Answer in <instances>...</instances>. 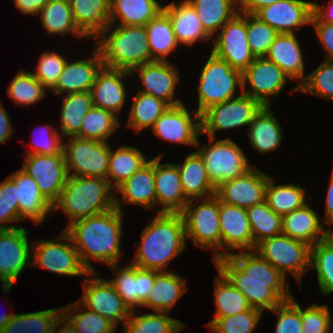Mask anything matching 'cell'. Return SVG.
<instances>
[{"label": "cell", "mask_w": 333, "mask_h": 333, "mask_svg": "<svg viewBox=\"0 0 333 333\" xmlns=\"http://www.w3.org/2000/svg\"><path fill=\"white\" fill-rule=\"evenodd\" d=\"M281 0H238L239 13L255 14L259 9Z\"/></svg>", "instance_id": "e7e4bbea"}, {"label": "cell", "mask_w": 333, "mask_h": 333, "mask_svg": "<svg viewBox=\"0 0 333 333\" xmlns=\"http://www.w3.org/2000/svg\"><path fill=\"white\" fill-rule=\"evenodd\" d=\"M66 59L56 52H43L40 56L34 77L50 90L55 86L64 70Z\"/></svg>", "instance_id": "6f0895ef"}, {"label": "cell", "mask_w": 333, "mask_h": 333, "mask_svg": "<svg viewBox=\"0 0 333 333\" xmlns=\"http://www.w3.org/2000/svg\"><path fill=\"white\" fill-rule=\"evenodd\" d=\"M103 67L102 56L95 46L89 59L68 63L52 88L56 95L91 91L97 73ZM61 94V95H60Z\"/></svg>", "instance_id": "484cf974"}, {"label": "cell", "mask_w": 333, "mask_h": 333, "mask_svg": "<svg viewBox=\"0 0 333 333\" xmlns=\"http://www.w3.org/2000/svg\"><path fill=\"white\" fill-rule=\"evenodd\" d=\"M109 24L100 35L96 47L102 56L103 66L132 71L151 62L148 35L145 26ZM110 33L106 35V33Z\"/></svg>", "instance_id": "277c9868"}, {"label": "cell", "mask_w": 333, "mask_h": 333, "mask_svg": "<svg viewBox=\"0 0 333 333\" xmlns=\"http://www.w3.org/2000/svg\"><path fill=\"white\" fill-rule=\"evenodd\" d=\"M262 311L250 308L228 317H214L206 326L214 333H253L262 316Z\"/></svg>", "instance_id": "f5cc1de1"}, {"label": "cell", "mask_w": 333, "mask_h": 333, "mask_svg": "<svg viewBox=\"0 0 333 333\" xmlns=\"http://www.w3.org/2000/svg\"><path fill=\"white\" fill-rule=\"evenodd\" d=\"M21 169L35 179L41 193L52 205L59 199L68 177L63 150L54 155H26Z\"/></svg>", "instance_id": "2e32d148"}, {"label": "cell", "mask_w": 333, "mask_h": 333, "mask_svg": "<svg viewBox=\"0 0 333 333\" xmlns=\"http://www.w3.org/2000/svg\"><path fill=\"white\" fill-rule=\"evenodd\" d=\"M13 132L8 113L0 103V144L8 140Z\"/></svg>", "instance_id": "003e7915"}, {"label": "cell", "mask_w": 333, "mask_h": 333, "mask_svg": "<svg viewBox=\"0 0 333 333\" xmlns=\"http://www.w3.org/2000/svg\"><path fill=\"white\" fill-rule=\"evenodd\" d=\"M327 53V61H333V23L310 22Z\"/></svg>", "instance_id": "6125c7cd"}, {"label": "cell", "mask_w": 333, "mask_h": 333, "mask_svg": "<svg viewBox=\"0 0 333 333\" xmlns=\"http://www.w3.org/2000/svg\"><path fill=\"white\" fill-rule=\"evenodd\" d=\"M254 250L285 278L287 272L292 274L299 285H302L303 274L311 269V246L287 235L279 234L262 240Z\"/></svg>", "instance_id": "52a82bcc"}, {"label": "cell", "mask_w": 333, "mask_h": 333, "mask_svg": "<svg viewBox=\"0 0 333 333\" xmlns=\"http://www.w3.org/2000/svg\"><path fill=\"white\" fill-rule=\"evenodd\" d=\"M217 34L211 53L243 72L255 59L247 41V13H237Z\"/></svg>", "instance_id": "4fadbf2b"}, {"label": "cell", "mask_w": 333, "mask_h": 333, "mask_svg": "<svg viewBox=\"0 0 333 333\" xmlns=\"http://www.w3.org/2000/svg\"><path fill=\"white\" fill-rule=\"evenodd\" d=\"M215 317H228L249 310L246 297L237 290L220 272L214 288Z\"/></svg>", "instance_id": "c3c4849f"}, {"label": "cell", "mask_w": 333, "mask_h": 333, "mask_svg": "<svg viewBox=\"0 0 333 333\" xmlns=\"http://www.w3.org/2000/svg\"><path fill=\"white\" fill-rule=\"evenodd\" d=\"M163 11L169 16L175 37L179 45L185 44L191 47L197 40L207 41L211 37L202 27L195 9L187 1L183 0L179 4L171 2L163 6Z\"/></svg>", "instance_id": "4dcf8cb0"}, {"label": "cell", "mask_w": 333, "mask_h": 333, "mask_svg": "<svg viewBox=\"0 0 333 333\" xmlns=\"http://www.w3.org/2000/svg\"><path fill=\"white\" fill-rule=\"evenodd\" d=\"M162 10L156 0H110V24L145 26Z\"/></svg>", "instance_id": "d590c367"}, {"label": "cell", "mask_w": 333, "mask_h": 333, "mask_svg": "<svg viewBox=\"0 0 333 333\" xmlns=\"http://www.w3.org/2000/svg\"><path fill=\"white\" fill-rule=\"evenodd\" d=\"M330 237L333 239V231L330 232Z\"/></svg>", "instance_id": "8c879c8a"}, {"label": "cell", "mask_w": 333, "mask_h": 333, "mask_svg": "<svg viewBox=\"0 0 333 333\" xmlns=\"http://www.w3.org/2000/svg\"><path fill=\"white\" fill-rule=\"evenodd\" d=\"M214 262L218 272L246 297L252 308L271 311L293 297L286 278L255 250L232 252Z\"/></svg>", "instance_id": "6da1fadb"}, {"label": "cell", "mask_w": 333, "mask_h": 333, "mask_svg": "<svg viewBox=\"0 0 333 333\" xmlns=\"http://www.w3.org/2000/svg\"><path fill=\"white\" fill-rule=\"evenodd\" d=\"M123 212L116 207L101 214L77 219L65 227L82 264L96 272L91 259L113 265L121 258Z\"/></svg>", "instance_id": "7a4b0ae2"}, {"label": "cell", "mask_w": 333, "mask_h": 333, "mask_svg": "<svg viewBox=\"0 0 333 333\" xmlns=\"http://www.w3.org/2000/svg\"><path fill=\"white\" fill-rule=\"evenodd\" d=\"M296 34L279 33L271 44L265 58L274 62L290 79H296L298 85L292 91H299V86L305 81L304 59Z\"/></svg>", "instance_id": "f1b7e54d"}, {"label": "cell", "mask_w": 333, "mask_h": 333, "mask_svg": "<svg viewBox=\"0 0 333 333\" xmlns=\"http://www.w3.org/2000/svg\"><path fill=\"white\" fill-rule=\"evenodd\" d=\"M19 222V207L17 201V187L7 177L0 183V230L16 228L18 226L1 225L3 223Z\"/></svg>", "instance_id": "9f6ffc18"}, {"label": "cell", "mask_w": 333, "mask_h": 333, "mask_svg": "<svg viewBox=\"0 0 333 333\" xmlns=\"http://www.w3.org/2000/svg\"><path fill=\"white\" fill-rule=\"evenodd\" d=\"M198 85V108L201 114L208 107L235 98L236 86L242 88V72L213 53L207 57Z\"/></svg>", "instance_id": "8992f818"}, {"label": "cell", "mask_w": 333, "mask_h": 333, "mask_svg": "<svg viewBox=\"0 0 333 333\" xmlns=\"http://www.w3.org/2000/svg\"><path fill=\"white\" fill-rule=\"evenodd\" d=\"M93 107L90 91L65 94L62 103L61 136L74 137L80 132L82 120Z\"/></svg>", "instance_id": "b9f144b4"}, {"label": "cell", "mask_w": 333, "mask_h": 333, "mask_svg": "<svg viewBox=\"0 0 333 333\" xmlns=\"http://www.w3.org/2000/svg\"><path fill=\"white\" fill-rule=\"evenodd\" d=\"M279 33L254 14H247V41L255 58L265 57Z\"/></svg>", "instance_id": "db71d44e"}, {"label": "cell", "mask_w": 333, "mask_h": 333, "mask_svg": "<svg viewBox=\"0 0 333 333\" xmlns=\"http://www.w3.org/2000/svg\"><path fill=\"white\" fill-rule=\"evenodd\" d=\"M148 162L136 147L121 145L116 151L110 148L109 169L106 179L115 189ZM114 181V184L112 183Z\"/></svg>", "instance_id": "f35d334b"}, {"label": "cell", "mask_w": 333, "mask_h": 333, "mask_svg": "<svg viewBox=\"0 0 333 333\" xmlns=\"http://www.w3.org/2000/svg\"><path fill=\"white\" fill-rule=\"evenodd\" d=\"M57 239L58 241L38 239L33 242L31 247L34 252L32 251L31 260L33 261H31V265L64 276H87L90 272L82 264L69 234L63 230L62 234L57 236Z\"/></svg>", "instance_id": "8fae6325"}, {"label": "cell", "mask_w": 333, "mask_h": 333, "mask_svg": "<svg viewBox=\"0 0 333 333\" xmlns=\"http://www.w3.org/2000/svg\"><path fill=\"white\" fill-rule=\"evenodd\" d=\"M177 167L182 190L188 200L215 195L216 187L209 180L203 159L197 151L189 154Z\"/></svg>", "instance_id": "836d02e7"}, {"label": "cell", "mask_w": 333, "mask_h": 333, "mask_svg": "<svg viewBox=\"0 0 333 333\" xmlns=\"http://www.w3.org/2000/svg\"><path fill=\"white\" fill-rule=\"evenodd\" d=\"M27 230L16 227L0 230V281L2 292H9L27 263L32 261Z\"/></svg>", "instance_id": "9a60e30c"}, {"label": "cell", "mask_w": 333, "mask_h": 333, "mask_svg": "<svg viewBox=\"0 0 333 333\" xmlns=\"http://www.w3.org/2000/svg\"><path fill=\"white\" fill-rule=\"evenodd\" d=\"M74 22L86 37H98L110 24V0H69Z\"/></svg>", "instance_id": "1f68e13d"}, {"label": "cell", "mask_w": 333, "mask_h": 333, "mask_svg": "<svg viewBox=\"0 0 333 333\" xmlns=\"http://www.w3.org/2000/svg\"><path fill=\"white\" fill-rule=\"evenodd\" d=\"M8 96L18 105H31L46 96V88L31 72L20 70L7 89Z\"/></svg>", "instance_id": "816d5d0a"}, {"label": "cell", "mask_w": 333, "mask_h": 333, "mask_svg": "<svg viewBox=\"0 0 333 333\" xmlns=\"http://www.w3.org/2000/svg\"><path fill=\"white\" fill-rule=\"evenodd\" d=\"M195 9L202 27L212 38L237 13L238 0H187Z\"/></svg>", "instance_id": "8d00e7d4"}, {"label": "cell", "mask_w": 333, "mask_h": 333, "mask_svg": "<svg viewBox=\"0 0 333 333\" xmlns=\"http://www.w3.org/2000/svg\"><path fill=\"white\" fill-rule=\"evenodd\" d=\"M299 91L333 99V61L325 60L308 74Z\"/></svg>", "instance_id": "11a10c76"}, {"label": "cell", "mask_w": 333, "mask_h": 333, "mask_svg": "<svg viewBox=\"0 0 333 333\" xmlns=\"http://www.w3.org/2000/svg\"><path fill=\"white\" fill-rule=\"evenodd\" d=\"M209 144H204L197 152L202 157L211 183L217 187L223 182L244 175L251 166L244 152L231 139L215 141L208 137Z\"/></svg>", "instance_id": "9c48e42d"}, {"label": "cell", "mask_w": 333, "mask_h": 333, "mask_svg": "<svg viewBox=\"0 0 333 333\" xmlns=\"http://www.w3.org/2000/svg\"><path fill=\"white\" fill-rule=\"evenodd\" d=\"M185 222L180 213H157L141 233V243L131 264L142 269L164 270L186 249Z\"/></svg>", "instance_id": "3957f363"}, {"label": "cell", "mask_w": 333, "mask_h": 333, "mask_svg": "<svg viewBox=\"0 0 333 333\" xmlns=\"http://www.w3.org/2000/svg\"><path fill=\"white\" fill-rule=\"evenodd\" d=\"M98 272H90L86 281H83V296L78 302L92 312L108 319L116 327L118 322H125L130 317L131 310L124 303L117 291L108 282V279L96 277ZM95 276V278L93 277Z\"/></svg>", "instance_id": "5bb4252c"}, {"label": "cell", "mask_w": 333, "mask_h": 333, "mask_svg": "<svg viewBox=\"0 0 333 333\" xmlns=\"http://www.w3.org/2000/svg\"><path fill=\"white\" fill-rule=\"evenodd\" d=\"M263 106L241 92V95L208 107L200 114L201 135L216 138L215 131L250 125Z\"/></svg>", "instance_id": "7c38bea8"}, {"label": "cell", "mask_w": 333, "mask_h": 333, "mask_svg": "<svg viewBox=\"0 0 333 333\" xmlns=\"http://www.w3.org/2000/svg\"><path fill=\"white\" fill-rule=\"evenodd\" d=\"M127 70L111 69L102 67L97 73L91 88L93 106L106 111L121 113L126 101V90L123 78L131 76Z\"/></svg>", "instance_id": "d4e9b609"}, {"label": "cell", "mask_w": 333, "mask_h": 333, "mask_svg": "<svg viewBox=\"0 0 333 333\" xmlns=\"http://www.w3.org/2000/svg\"><path fill=\"white\" fill-rule=\"evenodd\" d=\"M107 179L68 176L53 210L60 208L69 216V224L77 219L101 214L115 208V193Z\"/></svg>", "instance_id": "5b68a950"}, {"label": "cell", "mask_w": 333, "mask_h": 333, "mask_svg": "<svg viewBox=\"0 0 333 333\" xmlns=\"http://www.w3.org/2000/svg\"><path fill=\"white\" fill-rule=\"evenodd\" d=\"M14 314H4L0 315V330L3 329L7 323L12 319Z\"/></svg>", "instance_id": "2644e50d"}, {"label": "cell", "mask_w": 333, "mask_h": 333, "mask_svg": "<svg viewBox=\"0 0 333 333\" xmlns=\"http://www.w3.org/2000/svg\"><path fill=\"white\" fill-rule=\"evenodd\" d=\"M63 141V154L68 176L101 177L106 179L109 169L110 145L77 136ZM73 170V173H70Z\"/></svg>", "instance_id": "30bf717a"}, {"label": "cell", "mask_w": 333, "mask_h": 333, "mask_svg": "<svg viewBox=\"0 0 333 333\" xmlns=\"http://www.w3.org/2000/svg\"><path fill=\"white\" fill-rule=\"evenodd\" d=\"M271 311L278 315L275 333H302L300 305L294 296Z\"/></svg>", "instance_id": "680465c9"}, {"label": "cell", "mask_w": 333, "mask_h": 333, "mask_svg": "<svg viewBox=\"0 0 333 333\" xmlns=\"http://www.w3.org/2000/svg\"><path fill=\"white\" fill-rule=\"evenodd\" d=\"M117 115L102 108L92 107L84 116L80 132L76 135L83 139L108 142L109 136L119 128Z\"/></svg>", "instance_id": "7dc6e473"}, {"label": "cell", "mask_w": 333, "mask_h": 333, "mask_svg": "<svg viewBox=\"0 0 333 333\" xmlns=\"http://www.w3.org/2000/svg\"><path fill=\"white\" fill-rule=\"evenodd\" d=\"M312 14L313 2L281 0L259 9L254 15L278 33L294 34L303 25L310 24Z\"/></svg>", "instance_id": "ffe728a7"}, {"label": "cell", "mask_w": 333, "mask_h": 333, "mask_svg": "<svg viewBox=\"0 0 333 333\" xmlns=\"http://www.w3.org/2000/svg\"><path fill=\"white\" fill-rule=\"evenodd\" d=\"M43 28L48 34L65 35L71 33L80 38L86 37L76 26L69 0H49L38 12Z\"/></svg>", "instance_id": "ab89813d"}, {"label": "cell", "mask_w": 333, "mask_h": 333, "mask_svg": "<svg viewBox=\"0 0 333 333\" xmlns=\"http://www.w3.org/2000/svg\"><path fill=\"white\" fill-rule=\"evenodd\" d=\"M270 107L263 106L248 128L250 144L260 154L276 150L282 141V127Z\"/></svg>", "instance_id": "e575fe53"}, {"label": "cell", "mask_w": 333, "mask_h": 333, "mask_svg": "<svg viewBox=\"0 0 333 333\" xmlns=\"http://www.w3.org/2000/svg\"><path fill=\"white\" fill-rule=\"evenodd\" d=\"M80 305L77 301L61 308V314L78 333H113L115 331L117 327L96 312L86 309V312L75 313V311L79 312Z\"/></svg>", "instance_id": "f907efd6"}, {"label": "cell", "mask_w": 333, "mask_h": 333, "mask_svg": "<svg viewBox=\"0 0 333 333\" xmlns=\"http://www.w3.org/2000/svg\"><path fill=\"white\" fill-rule=\"evenodd\" d=\"M168 313L156 311V314L136 315L134 310L122 329L125 333H176L182 330L185 325Z\"/></svg>", "instance_id": "bcb514c9"}, {"label": "cell", "mask_w": 333, "mask_h": 333, "mask_svg": "<svg viewBox=\"0 0 333 333\" xmlns=\"http://www.w3.org/2000/svg\"><path fill=\"white\" fill-rule=\"evenodd\" d=\"M151 53V62L167 61L166 56L175 51L179 43L169 16L162 10L145 25Z\"/></svg>", "instance_id": "74e56055"}, {"label": "cell", "mask_w": 333, "mask_h": 333, "mask_svg": "<svg viewBox=\"0 0 333 333\" xmlns=\"http://www.w3.org/2000/svg\"><path fill=\"white\" fill-rule=\"evenodd\" d=\"M254 245L262 240L282 234V216L275 213L266 203L246 208Z\"/></svg>", "instance_id": "ee69618b"}, {"label": "cell", "mask_w": 333, "mask_h": 333, "mask_svg": "<svg viewBox=\"0 0 333 333\" xmlns=\"http://www.w3.org/2000/svg\"><path fill=\"white\" fill-rule=\"evenodd\" d=\"M269 175L252 167L244 175L223 182L216 187L215 196L220 202L248 208L265 201Z\"/></svg>", "instance_id": "ac0fdd59"}, {"label": "cell", "mask_w": 333, "mask_h": 333, "mask_svg": "<svg viewBox=\"0 0 333 333\" xmlns=\"http://www.w3.org/2000/svg\"><path fill=\"white\" fill-rule=\"evenodd\" d=\"M302 333H331V315L328 306L313 304L302 310Z\"/></svg>", "instance_id": "91938a15"}, {"label": "cell", "mask_w": 333, "mask_h": 333, "mask_svg": "<svg viewBox=\"0 0 333 333\" xmlns=\"http://www.w3.org/2000/svg\"><path fill=\"white\" fill-rule=\"evenodd\" d=\"M59 326H62L60 329ZM57 330V331H56ZM51 333H78L72 324L61 314L56 320Z\"/></svg>", "instance_id": "89a4df30"}, {"label": "cell", "mask_w": 333, "mask_h": 333, "mask_svg": "<svg viewBox=\"0 0 333 333\" xmlns=\"http://www.w3.org/2000/svg\"><path fill=\"white\" fill-rule=\"evenodd\" d=\"M287 80H290L289 76L274 62L265 57L255 58L242 72L241 91L262 106H270V97L278 95ZM247 82L251 86V90L248 91L245 90Z\"/></svg>", "instance_id": "e0dca14e"}, {"label": "cell", "mask_w": 333, "mask_h": 333, "mask_svg": "<svg viewBox=\"0 0 333 333\" xmlns=\"http://www.w3.org/2000/svg\"><path fill=\"white\" fill-rule=\"evenodd\" d=\"M192 113L196 115L194 120L183 103L169 106L155 121L153 132L163 140L198 147L200 142L197 136L201 135L200 114L197 111Z\"/></svg>", "instance_id": "d6986e66"}, {"label": "cell", "mask_w": 333, "mask_h": 333, "mask_svg": "<svg viewBox=\"0 0 333 333\" xmlns=\"http://www.w3.org/2000/svg\"><path fill=\"white\" fill-rule=\"evenodd\" d=\"M110 266L116 275L108 282L117 291L124 303L131 311L138 306L143 307L149 291L155 283V270L142 269L133 264L118 267V263Z\"/></svg>", "instance_id": "7402d4cb"}, {"label": "cell", "mask_w": 333, "mask_h": 333, "mask_svg": "<svg viewBox=\"0 0 333 333\" xmlns=\"http://www.w3.org/2000/svg\"><path fill=\"white\" fill-rule=\"evenodd\" d=\"M189 200L181 213L185 222L186 238L203 249H214V261L223 257L219 225V199L214 195L204 198L197 207ZM195 207V208H194Z\"/></svg>", "instance_id": "ba28073f"}, {"label": "cell", "mask_w": 333, "mask_h": 333, "mask_svg": "<svg viewBox=\"0 0 333 333\" xmlns=\"http://www.w3.org/2000/svg\"><path fill=\"white\" fill-rule=\"evenodd\" d=\"M185 285V279L175 272L155 270V283L143 302V307H148L155 312H169L186 292Z\"/></svg>", "instance_id": "d6a6232c"}, {"label": "cell", "mask_w": 333, "mask_h": 333, "mask_svg": "<svg viewBox=\"0 0 333 333\" xmlns=\"http://www.w3.org/2000/svg\"><path fill=\"white\" fill-rule=\"evenodd\" d=\"M219 225L221 250L228 251H224L223 256H229L230 250L255 249L246 208L219 201Z\"/></svg>", "instance_id": "44dd1931"}, {"label": "cell", "mask_w": 333, "mask_h": 333, "mask_svg": "<svg viewBox=\"0 0 333 333\" xmlns=\"http://www.w3.org/2000/svg\"><path fill=\"white\" fill-rule=\"evenodd\" d=\"M136 70L144 86V89L138 92L153 95L169 106L182 104L180 99L174 100L175 87L180 79L179 71L168 60L153 61L135 67L131 74Z\"/></svg>", "instance_id": "cb8c5ba5"}, {"label": "cell", "mask_w": 333, "mask_h": 333, "mask_svg": "<svg viewBox=\"0 0 333 333\" xmlns=\"http://www.w3.org/2000/svg\"><path fill=\"white\" fill-rule=\"evenodd\" d=\"M115 190L117 192L115 193V207L120 211H122L121 201L140 205L145 209H153L155 206L154 158ZM118 192L122 194V198L118 196Z\"/></svg>", "instance_id": "83f0119b"}, {"label": "cell", "mask_w": 333, "mask_h": 333, "mask_svg": "<svg viewBox=\"0 0 333 333\" xmlns=\"http://www.w3.org/2000/svg\"><path fill=\"white\" fill-rule=\"evenodd\" d=\"M270 176L265 189V201L278 215L284 216L303 207L306 202V190L298 185H274Z\"/></svg>", "instance_id": "60d3db41"}, {"label": "cell", "mask_w": 333, "mask_h": 333, "mask_svg": "<svg viewBox=\"0 0 333 333\" xmlns=\"http://www.w3.org/2000/svg\"><path fill=\"white\" fill-rule=\"evenodd\" d=\"M44 130L40 131V139H34L33 151H28L27 155H54L59 154L63 149L62 136L58 130L49 125H44ZM53 129V130H52ZM34 135V134H33ZM36 138V137H35ZM41 140V141H40Z\"/></svg>", "instance_id": "94428289"}, {"label": "cell", "mask_w": 333, "mask_h": 333, "mask_svg": "<svg viewBox=\"0 0 333 333\" xmlns=\"http://www.w3.org/2000/svg\"><path fill=\"white\" fill-rule=\"evenodd\" d=\"M310 268L317 271L321 293H333V239L329 236L311 246Z\"/></svg>", "instance_id": "681fc988"}, {"label": "cell", "mask_w": 333, "mask_h": 333, "mask_svg": "<svg viewBox=\"0 0 333 333\" xmlns=\"http://www.w3.org/2000/svg\"><path fill=\"white\" fill-rule=\"evenodd\" d=\"M310 22L333 23V0L328 2V6L313 2V14Z\"/></svg>", "instance_id": "be15d7a7"}, {"label": "cell", "mask_w": 333, "mask_h": 333, "mask_svg": "<svg viewBox=\"0 0 333 333\" xmlns=\"http://www.w3.org/2000/svg\"><path fill=\"white\" fill-rule=\"evenodd\" d=\"M329 188L326 195V220L325 224L333 225V171L330 178Z\"/></svg>", "instance_id": "a7ac6f4b"}, {"label": "cell", "mask_w": 333, "mask_h": 333, "mask_svg": "<svg viewBox=\"0 0 333 333\" xmlns=\"http://www.w3.org/2000/svg\"><path fill=\"white\" fill-rule=\"evenodd\" d=\"M61 308L15 314L0 333H51Z\"/></svg>", "instance_id": "f6af8a7d"}, {"label": "cell", "mask_w": 333, "mask_h": 333, "mask_svg": "<svg viewBox=\"0 0 333 333\" xmlns=\"http://www.w3.org/2000/svg\"><path fill=\"white\" fill-rule=\"evenodd\" d=\"M9 178L17 187L19 221L29 218L42 225L49 212L53 211V205L41 193L35 179L22 169L11 174Z\"/></svg>", "instance_id": "4316f807"}, {"label": "cell", "mask_w": 333, "mask_h": 333, "mask_svg": "<svg viewBox=\"0 0 333 333\" xmlns=\"http://www.w3.org/2000/svg\"><path fill=\"white\" fill-rule=\"evenodd\" d=\"M324 225L325 223L321 224L319 215L308 204L282 216V234L310 246L330 236L331 231L325 229Z\"/></svg>", "instance_id": "f546056e"}, {"label": "cell", "mask_w": 333, "mask_h": 333, "mask_svg": "<svg viewBox=\"0 0 333 333\" xmlns=\"http://www.w3.org/2000/svg\"><path fill=\"white\" fill-rule=\"evenodd\" d=\"M162 154L154 158L155 205L157 213H182L189 202L183 193L178 167L173 163L160 164Z\"/></svg>", "instance_id": "603a6c76"}, {"label": "cell", "mask_w": 333, "mask_h": 333, "mask_svg": "<svg viewBox=\"0 0 333 333\" xmlns=\"http://www.w3.org/2000/svg\"><path fill=\"white\" fill-rule=\"evenodd\" d=\"M168 107L166 102L153 95L137 92L131 105L127 125L137 133L145 128H152Z\"/></svg>", "instance_id": "7bdbcfd3"}, {"label": "cell", "mask_w": 333, "mask_h": 333, "mask_svg": "<svg viewBox=\"0 0 333 333\" xmlns=\"http://www.w3.org/2000/svg\"><path fill=\"white\" fill-rule=\"evenodd\" d=\"M15 6L24 14H38L49 0H14Z\"/></svg>", "instance_id": "03108f58"}]
</instances>
